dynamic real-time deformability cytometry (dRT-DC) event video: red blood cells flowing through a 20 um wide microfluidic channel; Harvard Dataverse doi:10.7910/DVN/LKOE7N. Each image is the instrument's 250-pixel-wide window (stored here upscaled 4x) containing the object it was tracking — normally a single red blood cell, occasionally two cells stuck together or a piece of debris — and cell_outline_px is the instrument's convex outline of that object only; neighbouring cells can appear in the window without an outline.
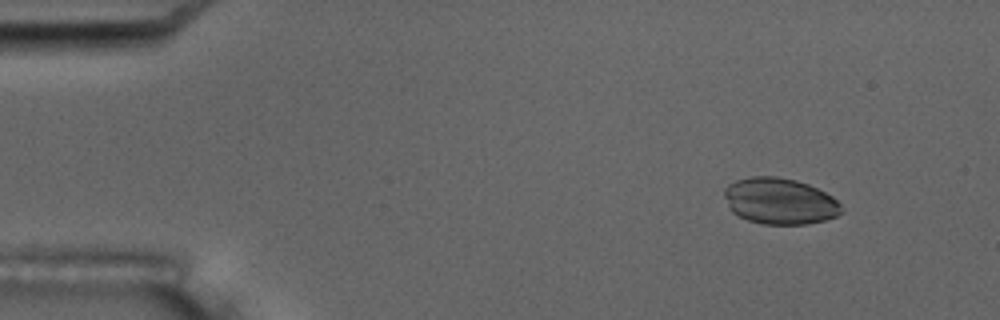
{"species": "common noctule bat (a hibernating species)", "species_latin": "Nyctalus noctula", "temperature_condition": "room temperature", "stored_images_in_passage": 5, "camera_frame_rate_fps": 3000, "um_per_image_px": 0.085, "animal": {"sex": "male", "body_mass_g": 17.5, "forearm_length_mm": 52.3}, "frame": {"image": 1, "passage_image": 2, "time_ms": 1.0, "image_size_px": [1000, 320], "cell_outline_px": [[844, 212], [836, 216], [824, 220], [808, 224], [764, 224], [748, 220], [732, 212], [724, 196], [724, 188], [728, 184], [736, 180], [752, 176], [776, 176], [796, 180], [808, 184], [832, 196], [840, 204]], "centroid_in_image_um": [66.28, 17.09], "position_along_channel_um": 18.7, "area_um2": 31.56}}